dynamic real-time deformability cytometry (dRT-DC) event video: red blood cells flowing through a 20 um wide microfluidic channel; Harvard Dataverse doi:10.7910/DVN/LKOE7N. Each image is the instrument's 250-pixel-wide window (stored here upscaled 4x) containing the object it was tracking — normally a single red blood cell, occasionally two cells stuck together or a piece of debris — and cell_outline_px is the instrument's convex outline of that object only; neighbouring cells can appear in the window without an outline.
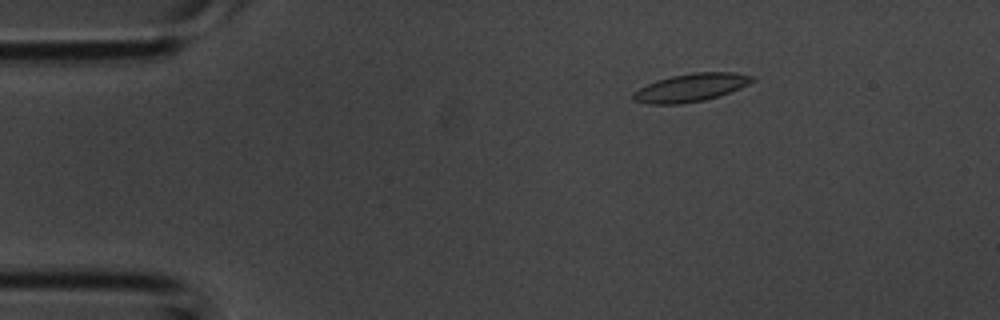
{"species": "common noctule bat (a hibernating species)", "species_latin": "Nyctalus noctula", "temperature_condition": "room temperature", "stored_images_in_passage": 5, "camera_frame_rate_fps": 3000, "um_per_image_px": 0.085, "animal": {"sex": "male", "body_mass_g": 20.1, "forearm_length_mm": 53.5}, "frame": {"image": 1, "passage_image": 5, "time_ms": 1.333, "image_size_px": [1000, 320], "cell_outline_px": [[756, 80], [740, 88], [704, 100], [680, 104], [648, 104], [632, 100], [632, 92], [656, 80], [672, 76], [692, 72], [732, 72], [752, 76]], "centroid_in_image_um": [58.68, 7.44], "position_along_channel_um": 26.3, "area_um2": 19.31}}